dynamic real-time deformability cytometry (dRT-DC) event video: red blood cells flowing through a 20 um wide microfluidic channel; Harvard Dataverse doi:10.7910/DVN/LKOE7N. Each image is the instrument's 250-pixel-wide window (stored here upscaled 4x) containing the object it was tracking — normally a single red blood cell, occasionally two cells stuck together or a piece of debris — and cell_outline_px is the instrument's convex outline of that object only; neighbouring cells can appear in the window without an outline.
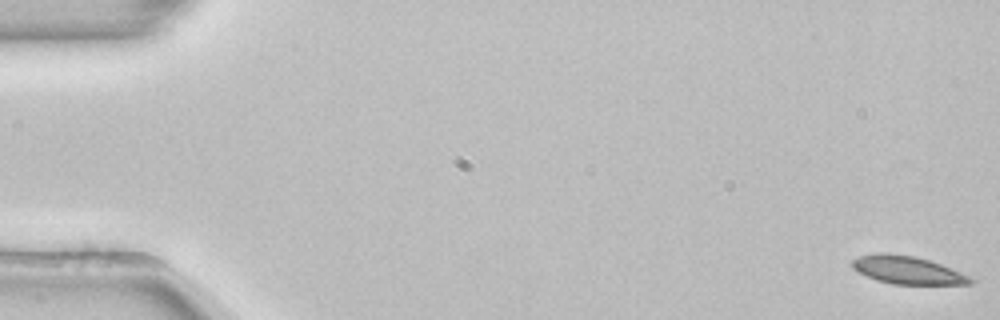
{"species": "common noctule bat (a hibernating species)", "species_latin": "Nyctalus noctula", "temperature_condition": "room temperature", "stored_images_in_passage": 54, "camera_frame_rate_fps": 3000, "um_per_image_px": 0.085, "animal": {"sex": "female", "body_mass_g": 22.7, "forearm_length_mm": 54.2}, "frame": {"image": 1, "passage_image": 1, "time_ms": 0.0, "image_size_px": [1000, 320], "cell_outline_px": [[972, 284], [892, 284], [876, 280], [856, 272], [852, 268], [852, 260], [860, 256], [876, 252], [888, 252], [916, 256], [940, 264], [968, 276], [972, 280]], "centroid_in_image_um": [77.04, 22.94], "position_along_channel_um": 8.0, "area_um2": 19.19}}
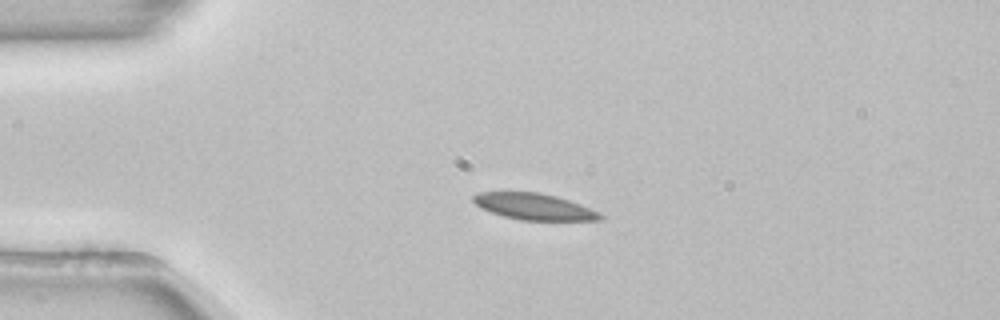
{"frame": {"image": 2, "passage_image": 13, "time_ms": 4.0, "image_size_px": [1000, 320], "cell_outline_px": [[604, 220], [520, 220], [504, 216], [480, 208], [472, 200], [472, 196], [476, 192], [540, 192], [556, 196], [580, 204], [604, 216]], "centroid_in_image_um": [45.35, 17.55], "position_along_channel_um": 39.6, "area_um2": 19.36}}
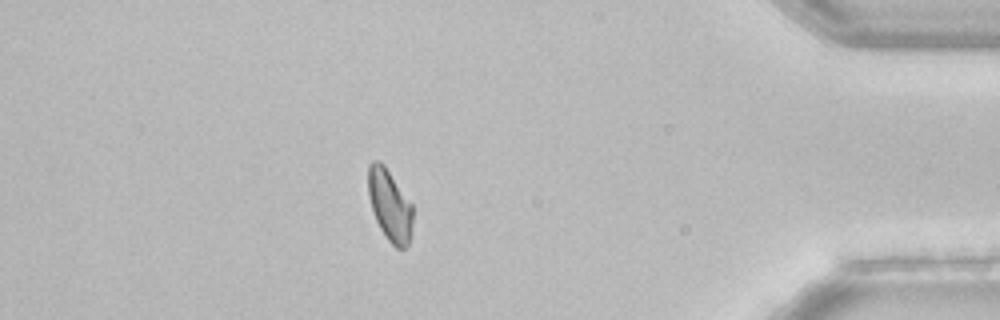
{"frame": {"image": 3, "passage_image": 47, "time_ms": 15.333, "image_size_px": [1000, 320], "cell_outline_px": [[412, 224], [408, 244], [404, 248], [396, 248], [388, 240], [380, 228], [372, 212], [368, 196], [368, 164], [372, 160], [380, 160], [384, 164], [412, 204]], "centroid_in_image_um": [33.1, 17.41], "position_along_channel_um": 402.1, "area_um2": 18.61}, "authors_computed_cell_mechanics": {"area_um2": 19.5075, "velocity_mm_per_s": 3.8614, "shape_relaxation_time_tau1_ms": 3.1431, "shape_relaxation_time_tau2_ms": 9.9106, "deformation_change_tau1": 0.1039, "deformation_change_tau2": 0.1516}}